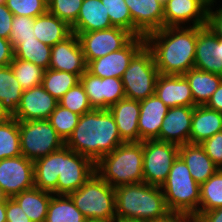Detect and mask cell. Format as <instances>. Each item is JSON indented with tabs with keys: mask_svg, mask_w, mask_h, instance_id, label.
Wrapping results in <instances>:
<instances>
[{
	"mask_svg": "<svg viewBox=\"0 0 222 222\" xmlns=\"http://www.w3.org/2000/svg\"><path fill=\"white\" fill-rule=\"evenodd\" d=\"M163 27L145 37L162 75H183L194 68L198 26Z\"/></svg>",
	"mask_w": 222,
	"mask_h": 222,
	"instance_id": "obj_1",
	"label": "cell"
},
{
	"mask_svg": "<svg viewBox=\"0 0 222 222\" xmlns=\"http://www.w3.org/2000/svg\"><path fill=\"white\" fill-rule=\"evenodd\" d=\"M122 143L111 112L108 109H93L80 116L65 145L96 164Z\"/></svg>",
	"mask_w": 222,
	"mask_h": 222,
	"instance_id": "obj_2",
	"label": "cell"
},
{
	"mask_svg": "<svg viewBox=\"0 0 222 222\" xmlns=\"http://www.w3.org/2000/svg\"><path fill=\"white\" fill-rule=\"evenodd\" d=\"M114 189L116 219L152 222L170 213L160 186L142 182Z\"/></svg>",
	"mask_w": 222,
	"mask_h": 222,
	"instance_id": "obj_3",
	"label": "cell"
},
{
	"mask_svg": "<svg viewBox=\"0 0 222 222\" xmlns=\"http://www.w3.org/2000/svg\"><path fill=\"white\" fill-rule=\"evenodd\" d=\"M96 173L113 188L143 182V141L122 143L95 164Z\"/></svg>",
	"mask_w": 222,
	"mask_h": 222,
	"instance_id": "obj_4",
	"label": "cell"
},
{
	"mask_svg": "<svg viewBox=\"0 0 222 222\" xmlns=\"http://www.w3.org/2000/svg\"><path fill=\"white\" fill-rule=\"evenodd\" d=\"M161 189L170 212L188 214L195 219L199 217L200 185L179 156Z\"/></svg>",
	"mask_w": 222,
	"mask_h": 222,
	"instance_id": "obj_5",
	"label": "cell"
},
{
	"mask_svg": "<svg viewBox=\"0 0 222 222\" xmlns=\"http://www.w3.org/2000/svg\"><path fill=\"white\" fill-rule=\"evenodd\" d=\"M69 196L87 221L108 222L116 219L115 189L97 173Z\"/></svg>",
	"mask_w": 222,
	"mask_h": 222,
	"instance_id": "obj_6",
	"label": "cell"
},
{
	"mask_svg": "<svg viewBox=\"0 0 222 222\" xmlns=\"http://www.w3.org/2000/svg\"><path fill=\"white\" fill-rule=\"evenodd\" d=\"M158 75L153 53L145 45L133 57L121 78L125 97L142 101L154 95Z\"/></svg>",
	"mask_w": 222,
	"mask_h": 222,
	"instance_id": "obj_7",
	"label": "cell"
},
{
	"mask_svg": "<svg viewBox=\"0 0 222 222\" xmlns=\"http://www.w3.org/2000/svg\"><path fill=\"white\" fill-rule=\"evenodd\" d=\"M19 133L21 153L33 162L65 145L48 119L19 121Z\"/></svg>",
	"mask_w": 222,
	"mask_h": 222,
	"instance_id": "obj_8",
	"label": "cell"
},
{
	"mask_svg": "<svg viewBox=\"0 0 222 222\" xmlns=\"http://www.w3.org/2000/svg\"><path fill=\"white\" fill-rule=\"evenodd\" d=\"M178 156L179 145L175 143L143 141V182L161 187Z\"/></svg>",
	"mask_w": 222,
	"mask_h": 222,
	"instance_id": "obj_9",
	"label": "cell"
},
{
	"mask_svg": "<svg viewBox=\"0 0 222 222\" xmlns=\"http://www.w3.org/2000/svg\"><path fill=\"white\" fill-rule=\"evenodd\" d=\"M95 163L88 157L62 147L61 173L58 176L56 195H69L78 190L94 174Z\"/></svg>",
	"mask_w": 222,
	"mask_h": 222,
	"instance_id": "obj_10",
	"label": "cell"
},
{
	"mask_svg": "<svg viewBox=\"0 0 222 222\" xmlns=\"http://www.w3.org/2000/svg\"><path fill=\"white\" fill-rule=\"evenodd\" d=\"M74 34L79 38L87 64L122 49L135 37L131 32L120 27Z\"/></svg>",
	"mask_w": 222,
	"mask_h": 222,
	"instance_id": "obj_11",
	"label": "cell"
},
{
	"mask_svg": "<svg viewBox=\"0 0 222 222\" xmlns=\"http://www.w3.org/2000/svg\"><path fill=\"white\" fill-rule=\"evenodd\" d=\"M146 45L145 37L135 36L122 49L90 61L87 71L97 77L121 79L133 57Z\"/></svg>",
	"mask_w": 222,
	"mask_h": 222,
	"instance_id": "obj_12",
	"label": "cell"
},
{
	"mask_svg": "<svg viewBox=\"0 0 222 222\" xmlns=\"http://www.w3.org/2000/svg\"><path fill=\"white\" fill-rule=\"evenodd\" d=\"M0 186L12 198L34 187V162L23 155L0 161Z\"/></svg>",
	"mask_w": 222,
	"mask_h": 222,
	"instance_id": "obj_13",
	"label": "cell"
},
{
	"mask_svg": "<svg viewBox=\"0 0 222 222\" xmlns=\"http://www.w3.org/2000/svg\"><path fill=\"white\" fill-rule=\"evenodd\" d=\"M80 82L84 86L90 105L93 109H109L125 98L121 79L115 77L100 78L86 71Z\"/></svg>",
	"mask_w": 222,
	"mask_h": 222,
	"instance_id": "obj_14",
	"label": "cell"
},
{
	"mask_svg": "<svg viewBox=\"0 0 222 222\" xmlns=\"http://www.w3.org/2000/svg\"><path fill=\"white\" fill-rule=\"evenodd\" d=\"M49 68L76 74L79 77L87 71V63L76 34L72 33L51 48Z\"/></svg>",
	"mask_w": 222,
	"mask_h": 222,
	"instance_id": "obj_15",
	"label": "cell"
},
{
	"mask_svg": "<svg viewBox=\"0 0 222 222\" xmlns=\"http://www.w3.org/2000/svg\"><path fill=\"white\" fill-rule=\"evenodd\" d=\"M194 68L222 76V38L207 25L198 26Z\"/></svg>",
	"mask_w": 222,
	"mask_h": 222,
	"instance_id": "obj_16",
	"label": "cell"
},
{
	"mask_svg": "<svg viewBox=\"0 0 222 222\" xmlns=\"http://www.w3.org/2000/svg\"><path fill=\"white\" fill-rule=\"evenodd\" d=\"M134 24V36L146 37L164 27V5L158 0H125Z\"/></svg>",
	"mask_w": 222,
	"mask_h": 222,
	"instance_id": "obj_17",
	"label": "cell"
},
{
	"mask_svg": "<svg viewBox=\"0 0 222 222\" xmlns=\"http://www.w3.org/2000/svg\"><path fill=\"white\" fill-rule=\"evenodd\" d=\"M57 105L58 100L39 85L23 91L20 104L12 117L18 121L49 119Z\"/></svg>",
	"mask_w": 222,
	"mask_h": 222,
	"instance_id": "obj_18",
	"label": "cell"
},
{
	"mask_svg": "<svg viewBox=\"0 0 222 222\" xmlns=\"http://www.w3.org/2000/svg\"><path fill=\"white\" fill-rule=\"evenodd\" d=\"M208 6L202 0H168L164 5V27H180L193 21L192 26H205Z\"/></svg>",
	"mask_w": 222,
	"mask_h": 222,
	"instance_id": "obj_19",
	"label": "cell"
},
{
	"mask_svg": "<svg viewBox=\"0 0 222 222\" xmlns=\"http://www.w3.org/2000/svg\"><path fill=\"white\" fill-rule=\"evenodd\" d=\"M194 107L177 106L169 108L159 132V140L177 145L188 144Z\"/></svg>",
	"mask_w": 222,
	"mask_h": 222,
	"instance_id": "obj_20",
	"label": "cell"
},
{
	"mask_svg": "<svg viewBox=\"0 0 222 222\" xmlns=\"http://www.w3.org/2000/svg\"><path fill=\"white\" fill-rule=\"evenodd\" d=\"M155 94L169 107L196 106L187 79L183 75H158Z\"/></svg>",
	"mask_w": 222,
	"mask_h": 222,
	"instance_id": "obj_21",
	"label": "cell"
},
{
	"mask_svg": "<svg viewBox=\"0 0 222 222\" xmlns=\"http://www.w3.org/2000/svg\"><path fill=\"white\" fill-rule=\"evenodd\" d=\"M114 117L121 140L140 142L138 119L140 116V101L123 98L108 109Z\"/></svg>",
	"mask_w": 222,
	"mask_h": 222,
	"instance_id": "obj_22",
	"label": "cell"
},
{
	"mask_svg": "<svg viewBox=\"0 0 222 222\" xmlns=\"http://www.w3.org/2000/svg\"><path fill=\"white\" fill-rule=\"evenodd\" d=\"M168 109L169 107L156 94L140 101L138 119L140 142L159 140V132Z\"/></svg>",
	"mask_w": 222,
	"mask_h": 222,
	"instance_id": "obj_23",
	"label": "cell"
},
{
	"mask_svg": "<svg viewBox=\"0 0 222 222\" xmlns=\"http://www.w3.org/2000/svg\"><path fill=\"white\" fill-rule=\"evenodd\" d=\"M179 157L199 185L206 182L219 169L200 144L179 145Z\"/></svg>",
	"mask_w": 222,
	"mask_h": 222,
	"instance_id": "obj_24",
	"label": "cell"
},
{
	"mask_svg": "<svg viewBox=\"0 0 222 222\" xmlns=\"http://www.w3.org/2000/svg\"><path fill=\"white\" fill-rule=\"evenodd\" d=\"M108 12L101 0H83L72 33H84L112 28Z\"/></svg>",
	"mask_w": 222,
	"mask_h": 222,
	"instance_id": "obj_25",
	"label": "cell"
},
{
	"mask_svg": "<svg viewBox=\"0 0 222 222\" xmlns=\"http://www.w3.org/2000/svg\"><path fill=\"white\" fill-rule=\"evenodd\" d=\"M222 131V112L204 106H195L189 135L190 144H201L203 141Z\"/></svg>",
	"mask_w": 222,
	"mask_h": 222,
	"instance_id": "obj_26",
	"label": "cell"
},
{
	"mask_svg": "<svg viewBox=\"0 0 222 222\" xmlns=\"http://www.w3.org/2000/svg\"><path fill=\"white\" fill-rule=\"evenodd\" d=\"M33 29L35 37L51 47L72 34L71 27L65 21L48 11L34 19Z\"/></svg>",
	"mask_w": 222,
	"mask_h": 222,
	"instance_id": "obj_27",
	"label": "cell"
},
{
	"mask_svg": "<svg viewBox=\"0 0 222 222\" xmlns=\"http://www.w3.org/2000/svg\"><path fill=\"white\" fill-rule=\"evenodd\" d=\"M62 148L34 161V187L53 192L61 173Z\"/></svg>",
	"mask_w": 222,
	"mask_h": 222,
	"instance_id": "obj_28",
	"label": "cell"
},
{
	"mask_svg": "<svg viewBox=\"0 0 222 222\" xmlns=\"http://www.w3.org/2000/svg\"><path fill=\"white\" fill-rule=\"evenodd\" d=\"M183 76L187 79L194 104L204 106L222 82V76L205 72L196 68L187 71Z\"/></svg>",
	"mask_w": 222,
	"mask_h": 222,
	"instance_id": "obj_29",
	"label": "cell"
},
{
	"mask_svg": "<svg viewBox=\"0 0 222 222\" xmlns=\"http://www.w3.org/2000/svg\"><path fill=\"white\" fill-rule=\"evenodd\" d=\"M52 194L51 192L33 187L20 192L12 198L19 204L32 222H45Z\"/></svg>",
	"mask_w": 222,
	"mask_h": 222,
	"instance_id": "obj_30",
	"label": "cell"
},
{
	"mask_svg": "<svg viewBox=\"0 0 222 222\" xmlns=\"http://www.w3.org/2000/svg\"><path fill=\"white\" fill-rule=\"evenodd\" d=\"M45 222H87L69 195L52 194Z\"/></svg>",
	"mask_w": 222,
	"mask_h": 222,
	"instance_id": "obj_31",
	"label": "cell"
},
{
	"mask_svg": "<svg viewBox=\"0 0 222 222\" xmlns=\"http://www.w3.org/2000/svg\"><path fill=\"white\" fill-rule=\"evenodd\" d=\"M23 91L10 65L0 67V100L11 116L17 111Z\"/></svg>",
	"mask_w": 222,
	"mask_h": 222,
	"instance_id": "obj_32",
	"label": "cell"
},
{
	"mask_svg": "<svg viewBox=\"0 0 222 222\" xmlns=\"http://www.w3.org/2000/svg\"><path fill=\"white\" fill-rule=\"evenodd\" d=\"M51 48V46L42 43L36 37L22 40L14 49V58L29 61L47 70L51 60Z\"/></svg>",
	"mask_w": 222,
	"mask_h": 222,
	"instance_id": "obj_33",
	"label": "cell"
},
{
	"mask_svg": "<svg viewBox=\"0 0 222 222\" xmlns=\"http://www.w3.org/2000/svg\"><path fill=\"white\" fill-rule=\"evenodd\" d=\"M78 83H80L78 75L48 68L45 70L41 85L59 101L68 90L75 87Z\"/></svg>",
	"mask_w": 222,
	"mask_h": 222,
	"instance_id": "obj_34",
	"label": "cell"
},
{
	"mask_svg": "<svg viewBox=\"0 0 222 222\" xmlns=\"http://www.w3.org/2000/svg\"><path fill=\"white\" fill-rule=\"evenodd\" d=\"M22 155L19 121L14 117L0 123V161Z\"/></svg>",
	"mask_w": 222,
	"mask_h": 222,
	"instance_id": "obj_35",
	"label": "cell"
},
{
	"mask_svg": "<svg viewBox=\"0 0 222 222\" xmlns=\"http://www.w3.org/2000/svg\"><path fill=\"white\" fill-rule=\"evenodd\" d=\"M199 205V216L205 211L222 207V169L200 185Z\"/></svg>",
	"mask_w": 222,
	"mask_h": 222,
	"instance_id": "obj_36",
	"label": "cell"
},
{
	"mask_svg": "<svg viewBox=\"0 0 222 222\" xmlns=\"http://www.w3.org/2000/svg\"><path fill=\"white\" fill-rule=\"evenodd\" d=\"M10 67L23 90L42 84L45 69L29 61L17 58L13 59L10 63Z\"/></svg>",
	"mask_w": 222,
	"mask_h": 222,
	"instance_id": "obj_37",
	"label": "cell"
},
{
	"mask_svg": "<svg viewBox=\"0 0 222 222\" xmlns=\"http://www.w3.org/2000/svg\"><path fill=\"white\" fill-rule=\"evenodd\" d=\"M80 116L58 103L48 120L57 134L66 142L78 125Z\"/></svg>",
	"mask_w": 222,
	"mask_h": 222,
	"instance_id": "obj_38",
	"label": "cell"
},
{
	"mask_svg": "<svg viewBox=\"0 0 222 222\" xmlns=\"http://www.w3.org/2000/svg\"><path fill=\"white\" fill-rule=\"evenodd\" d=\"M113 27H120L134 35V24L125 0H101Z\"/></svg>",
	"mask_w": 222,
	"mask_h": 222,
	"instance_id": "obj_39",
	"label": "cell"
},
{
	"mask_svg": "<svg viewBox=\"0 0 222 222\" xmlns=\"http://www.w3.org/2000/svg\"><path fill=\"white\" fill-rule=\"evenodd\" d=\"M58 103L62 107H65L79 115H83L93 110L89 103L84 86L81 84V82L68 90L58 101Z\"/></svg>",
	"mask_w": 222,
	"mask_h": 222,
	"instance_id": "obj_40",
	"label": "cell"
},
{
	"mask_svg": "<svg viewBox=\"0 0 222 222\" xmlns=\"http://www.w3.org/2000/svg\"><path fill=\"white\" fill-rule=\"evenodd\" d=\"M83 0H47L48 12L70 27L76 22Z\"/></svg>",
	"mask_w": 222,
	"mask_h": 222,
	"instance_id": "obj_41",
	"label": "cell"
},
{
	"mask_svg": "<svg viewBox=\"0 0 222 222\" xmlns=\"http://www.w3.org/2000/svg\"><path fill=\"white\" fill-rule=\"evenodd\" d=\"M5 5L14 16L36 18L48 11L47 0H5Z\"/></svg>",
	"mask_w": 222,
	"mask_h": 222,
	"instance_id": "obj_42",
	"label": "cell"
},
{
	"mask_svg": "<svg viewBox=\"0 0 222 222\" xmlns=\"http://www.w3.org/2000/svg\"><path fill=\"white\" fill-rule=\"evenodd\" d=\"M34 19L28 16H14L11 25L9 41L15 49L22 40L33 39L35 37L33 24Z\"/></svg>",
	"mask_w": 222,
	"mask_h": 222,
	"instance_id": "obj_43",
	"label": "cell"
},
{
	"mask_svg": "<svg viewBox=\"0 0 222 222\" xmlns=\"http://www.w3.org/2000/svg\"><path fill=\"white\" fill-rule=\"evenodd\" d=\"M200 145L214 164L222 169V131L203 141Z\"/></svg>",
	"mask_w": 222,
	"mask_h": 222,
	"instance_id": "obj_44",
	"label": "cell"
},
{
	"mask_svg": "<svg viewBox=\"0 0 222 222\" xmlns=\"http://www.w3.org/2000/svg\"><path fill=\"white\" fill-rule=\"evenodd\" d=\"M7 222H32L13 198L6 200Z\"/></svg>",
	"mask_w": 222,
	"mask_h": 222,
	"instance_id": "obj_45",
	"label": "cell"
},
{
	"mask_svg": "<svg viewBox=\"0 0 222 222\" xmlns=\"http://www.w3.org/2000/svg\"><path fill=\"white\" fill-rule=\"evenodd\" d=\"M13 13L6 7L5 3L0 4V37L9 39Z\"/></svg>",
	"mask_w": 222,
	"mask_h": 222,
	"instance_id": "obj_46",
	"label": "cell"
},
{
	"mask_svg": "<svg viewBox=\"0 0 222 222\" xmlns=\"http://www.w3.org/2000/svg\"><path fill=\"white\" fill-rule=\"evenodd\" d=\"M206 25L217 37L222 38V7L215 12L212 11L210 6L208 7Z\"/></svg>",
	"mask_w": 222,
	"mask_h": 222,
	"instance_id": "obj_47",
	"label": "cell"
},
{
	"mask_svg": "<svg viewBox=\"0 0 222 222\" xmlns=\"http://www.w3.org/2000/svg\"><path fill=\"white\" fill-rule=\"evenodd\" d=\"M14 59V49L8 39L0 37V67L10 65Z\"/></svg>",
	"mask_w": 222,
	"mask_h": 222,
	"instance_id": "obj_48",
	"label": "cell"
},
{
	"mask_svg": "<svg viewBox=\"0 0 222 222\" xmlns=\"http://www.w3.org/2000/svg\"><path fill=\"white\" fill-rule=\"evenodd\" d=\"M152 222H196V219L194 216L188 214L170 212L164 218Z\"/></svg>",
	"mask_w": 222,
	"mask_h": 222,
	"instance_id": "obj_49",
	"label": "cell"
},
{
	"mask_svg": "<svg viewBox=\"0 0 222 222\" xmlns=\"http://www.w3.org/2000/svg\"><path fill=\"white\" fill-rule=\"evenodd\" d=\"M196 222H222V207L203 212Z\"/></svg>",
	"mask_w": 222,
	"mask_h": 222,
	"instance_id": "obj_50",
	"label": "cell"
},
{
	"mask_svg": "<svg viewBox=\"0 0 222 222\" xmlns=\"http://www.w3.org/2000/svg\"><path fill=\"white\" fill-rule=\"evenodd\" d=\"M205 106L209 109L222 112V82Z\"/></svg>",
	"mask_w": 222,
	"mask_h": 222,
	"instance_id": "obj_51",
	"label": "cell"
},
{
	"mask_svg": "<svg viewBox=\"0 0 222 222\" xmlns=\"http://www.w3.org/2000/svg\"><path fill=\"white\" fill-rule=\"evenodd\" d=\"M11 117L12 116L3 107L2 101L0 100V123L9 120Z\"/></svg>",
	"mask_w": 222,
	"mask_h": 222,
	"instance_id": "obj_52",
	"label": "cell"
},
{
	"mask_svg": "<svg viewBox=\"0 0 222 222\" xmlns=\"http://www.w3.org/2000/svg\"><path fill=\"white\" fill-rule=\"evenodd\" d=\"M0 222H7V218H6V201L0 202Z\"/></svg>",
	"mask_w": 222,
	"mask_h": 222,
	"instance_id": "obj_53",
	"label": "cell"
},
{
	"mask_svg": "<svg viewBox=\"0 0 222 222\" xmlns=\"http://www.w3.org/2000/svg\"><path fill=\"white\" fill-rule=\"evenodd\" d=\"M6 200H7V196L4 194V192L0 186V202L6 201Z\"/></svg>",
	"mask_w": 222,
	"mask_h": 222,
	"instance_id": "obj_54",
	"label": "cell"
},
{
	"mask_svg": "<svg viewBox=\"0 0 222 222\" xmlns=\"http://www.w3.org/2000/svg\"><path fill=\"white\" fill-rule=\"evenodd\" d=\"M208 7L214 5L216 0H202Z\"/></svg>",
	"mask_w": 222,
	"mask_h": 222,
	"instance_id": "obj_55",
	"label": "cell"
},
{
	"mask_svg": "<svg viewBox=\"0 0 222 222\" xmlns=\"http://www.w3.org/2000/svg\"><path fill=\"white\" fill-rule=\"evenodd\" d=\"M114 222H136V221H126V220L115 219Z\"/></svg>",
	"mask_w": 222,
	"mask_h": 222,
	"instance_id": "obj_56",
	"label": "cell"
},
{
	"mask_svg": "<svg viewBox=\"0 0 222 222\" xmlns=\"http://www.w3.org/2000/svg\"><path fill=\"white\" fill-rule=\"evenodd\" d=\"M161 4L165 5L168 0H158Z\"/></svg>",
	"mask_w": 222,
	"mask_h": 222,
	"instance_id": "obj_57",
	"label": "cell"
},
{
	"mask_svg": "<svg viewBox=\"0 0 222 222\" xmlns=\"http://www.w3.org/2000/svg\"><path fill=\"white\" fill-rule=\"evenodd\" d=\"M87 222H99V221H87ZM108 222H114V220L113 221H108Z\"/></svg>",
	"mask_w": 222,
	"mask_h": 222,
	"instance_id": "obj_58",
	"label": "cell"
},
{
	"mask_svg": "<svg viewBox=\"0 0 222 222\" xmlns=\"http://www.w3.org/2000/svg\"><path fill=\"white\" fill-rule=\"evenodd\" d=\"M1 3H5V0H0V4H1Z\"/></svg>",
	"mask_w": 222,
	"mask_h": 222,
	"instance_id": "obj_59",
	"label": "cell"
}]
</instances>
